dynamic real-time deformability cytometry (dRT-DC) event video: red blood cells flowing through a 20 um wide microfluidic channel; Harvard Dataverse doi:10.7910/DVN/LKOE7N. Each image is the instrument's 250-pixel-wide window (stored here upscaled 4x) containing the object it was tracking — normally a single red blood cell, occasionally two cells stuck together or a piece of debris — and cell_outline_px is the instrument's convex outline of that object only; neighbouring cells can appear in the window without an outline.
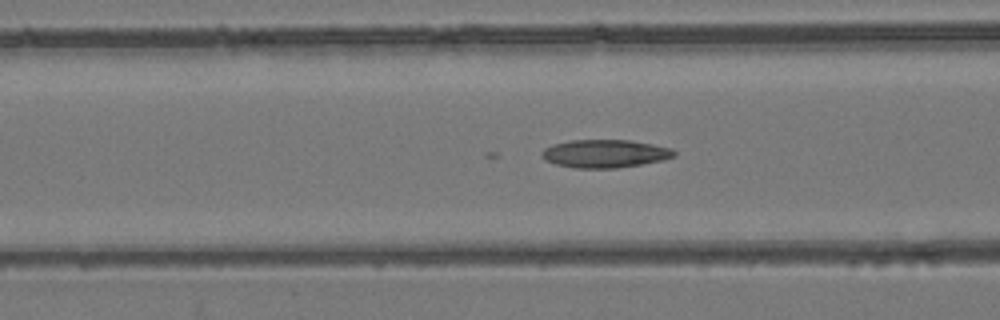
{"species": "common noctule bat (a hibernating species)", "species_latin": "Nyctalus noctula", "temperature_condition": "room temperature", "stored_images_in_passage": 55, "segment_of_instrument_passage": [1, 2], "camera_frame_rate_fps": 3000, "um_per_image_px": 0.085, "animal": {"sex": "female", "body_mass_g": 24.6, "forearm_length_mm": 56.2}, "frame": {"image": 1, "passage_image": 22, "time_ms": 7.0, "image_size_px": [1000, 320], "cell_outline_px": [[676, 156], [664, 160], [616, 168], [576, 168], [556, 164], [544, 160], [540, 156], [540, 152], [544, 148], [552, 144], [572, 140], [628, 140], [652, 144], [672, 148], [676, 152]], "centroid_in_image_um": [51.4, 13.06], "position_along_channel_um": 115.2, "area_um2": 21.73}}
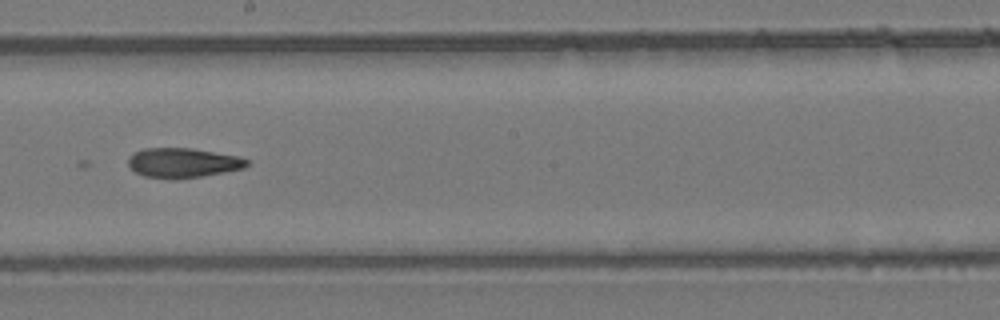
{"frame": {"image": 2, "passage_image": 31, "time_ms": 10.0, "image_size_px": [1000, 320], "cell_outline_px": [[248, 164], [244, 168], [224, 172], [176, 180], [172, 180], [144, 176], [136, 172], [128, 164], [128, 156], [132, 152], [144, 148], [192, 148], [240, 156], [248, 160]], "centroid_in_image_um": [15.52, 13.84], "position_along_channel_um": 232.7, "area_um2": 20.75}}
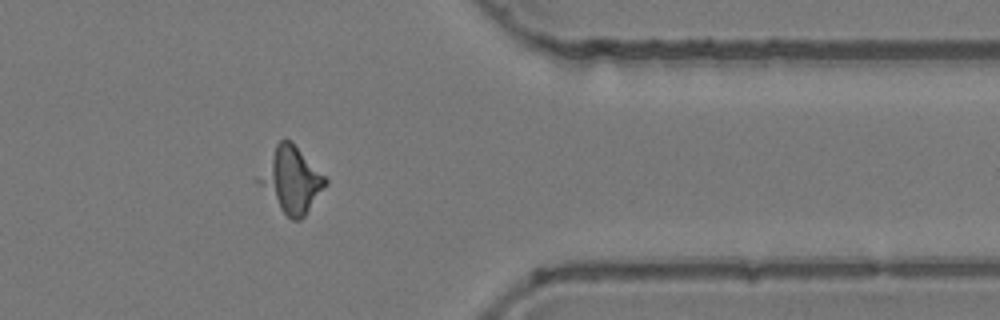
{"frame": {"image": 3, "passage_image": 44, "time_ms": 14.333, "image_size_px": [1000, 320], "cell_outline_px": [[328, 184], [304, 216], [300, 220], [292, 220], [280, 208], [256, 180], [276, 144], [280, 140], [292, 140], [328, 180]], "centroid_in_image_um": [24.8, 15.27], "position_along_channel_um": 386.6, "area_um2": 24.62}}